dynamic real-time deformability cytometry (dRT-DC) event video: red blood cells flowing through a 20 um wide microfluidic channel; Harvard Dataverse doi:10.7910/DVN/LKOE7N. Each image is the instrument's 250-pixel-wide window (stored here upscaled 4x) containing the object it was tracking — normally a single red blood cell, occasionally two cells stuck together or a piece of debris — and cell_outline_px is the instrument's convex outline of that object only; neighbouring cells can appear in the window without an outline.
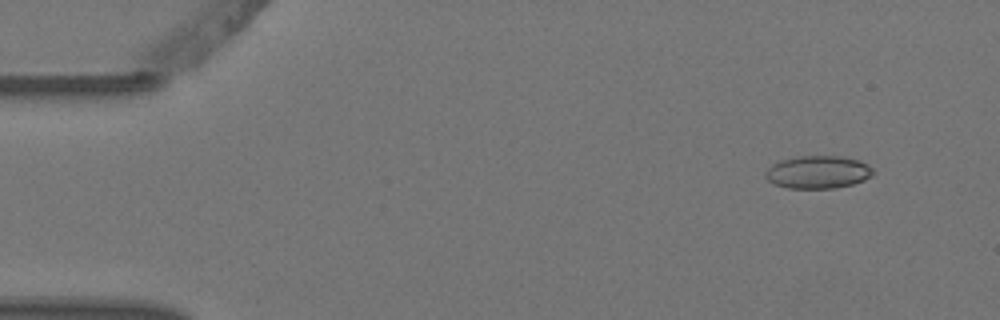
{"species": "Egyptian fruit bat (a non-hibernating species)", "species_latin": "Rousettus aegyptiacus", "temperature_condition": "warm", "stored_images_in_passage": 4, "camera_frame_rate_fps": 3000, "um_per_image_px": 0.085, "animal": {"sex": "female"}, "frame": {"image": 1, "passage_image": 1, "time_ms": 0.0, "image_size_px": [1000, 320], "cell_outline_px": [[872, 176], [864, 180], [852, 184], [836, 188], [788, 188], [776, 184], [768, 180], [764, 176], [764, 172], [772, 164], [780, 160], [800, 156], [840, 156], [860, 160], [868, 164], [872, 168]], "centroid_in_image_um": [69.52, 14.62], "position_along_channel_um": 15.5, "area_um2": 20.58}}
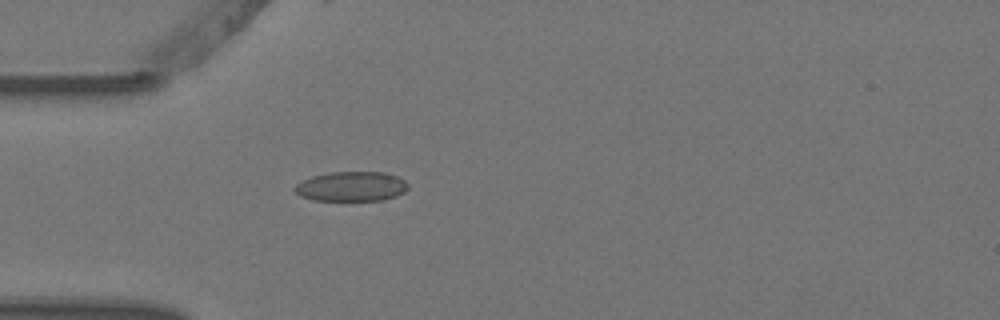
{"frame": {"image": 2, "passage_image": 4, "time_ms": 1.0, "image_size_px": [1000, 320], "cell_outline_px": [[408, 188], [404, 192], [396, 196], [384, 200], [312, 200], [300, 196], [292, 188], [296, 184], [312, 176], [332, 172], [384, 172], [396, 176], [404, 180], [408, 184]], "centroid_in_image_um": [29.87, 15.85], "position_along_channel_um": 55.1, "area_um2": 19.59}}